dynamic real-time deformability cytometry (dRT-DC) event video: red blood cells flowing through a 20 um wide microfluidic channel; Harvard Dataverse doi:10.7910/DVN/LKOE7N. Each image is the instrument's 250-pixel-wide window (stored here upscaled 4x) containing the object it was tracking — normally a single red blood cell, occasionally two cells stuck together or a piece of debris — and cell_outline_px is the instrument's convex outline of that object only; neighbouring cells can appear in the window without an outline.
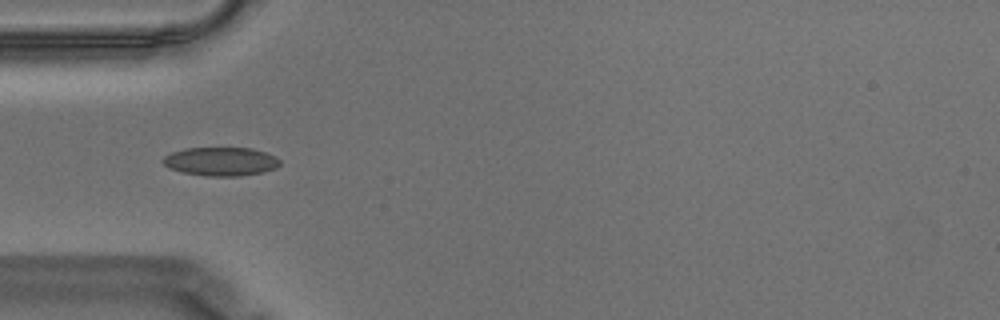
{"species": "Egyptian fruit bat (a non-hibernating species)", "species_latin": "Rousettus aegyptiacus", "temperature_condition": "warm", "stored_images_in_passage": 40, "camera_frame_rate_fps": 3000, "um_per_image_px": 0.085, "animal": {"sex": "male"}, "frame": {"image": 1, "passage_image": 1, "time_ms": 0.0, "image_size_px": [1000, 320], "cell_outline_px": [[280, 164], [276, 168], [264, 172], [240, 176], [204, 176], [180, 172], [168, 168], [160, 160], [164, 156], [172, 152], [184, 148], [252, 148], [276, 156], [280, 160]], "centroid_in_image_um": [18.75, 13.73], "position_along_channel_um": 66.3, "area_um2": 19.77}}
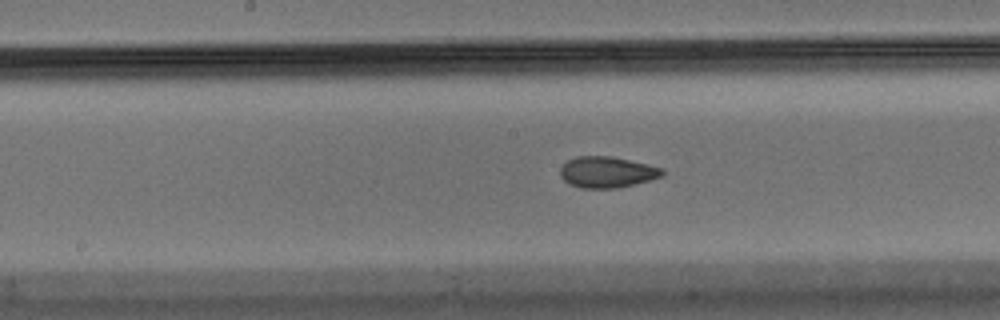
{"frame": {"image": 2, "passage_image": 12, "time_ms": 3.667, "image_size_px": [1000, 320], "cell_outline_px": [[664, 176], [620, 188], [580, 188], [568, 184], [560, 176], [560, 168], [568, 160], [576, 156], [612, 156], [648, 164], [664, 168]], "centroid_in_image_um": [51.61, 14.63], "position_along_channel_um": 196.6, "area_um2": 18.73}}
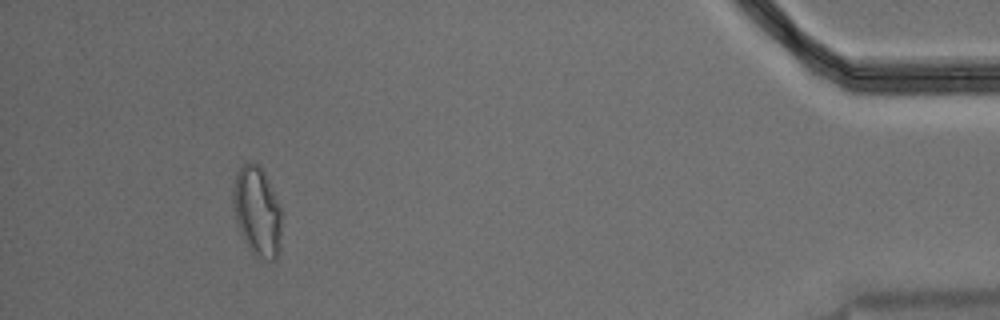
{"frame": {"image": 3, "passage_image": 36, "time_ms": 11.667, "image_size_px": [1000, 320], "cell_outline_px": [[284, 212], [280, 248], [276, 260], [264, 260], [256, 256], [248, 248], [236, 224], [232, 208], [232, 188], [236, 172], [248, 160], [252, 160], [260, 164], [264, 168]], "centroid_in_image_um": [21.89, 17.93], "position_along_channel_um": 413.3, "area_um2": 26.88}, "authors_computed_cell_mechanics": {"area_um2": 18.7561, "velocity_mm_per_s": 3.5234, "shape_relaxation_time_tau1_ms": null, "shape_relaxation_time_tau2_ms": 1.5779, "deformation_change_tau1": null, "deformation_change_tau2": 0.0604}}